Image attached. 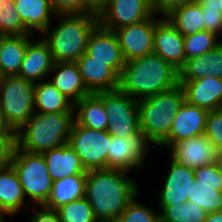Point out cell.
Here are the masks:
<instances>
[{
    "label": "cell",
    "mask_w": 222,
    "mask_h": 222,
    "mask_svg": "<svg viewBox=\"0 0 222 222\" xmlns=\"http://www.w3.org/2000/svg\"><path fill=\"white\" fill-rule=\"evenodd\" d=\"M130 172L121 169H95L86 174L85 198L98 222H112L140 193V186Z\"/></svg>",
    "instance_id": "obj_1"
},
{
    "label": "cell",
    "mask_w": 222,
    "mask_h": 222,
    "mask_svg": "<svg viewBox=\"0 0 222 222\" xmlns=\"http://www.w3.org/2000/svg\"><path fill=\"white\" fill-rule=\"evenodd\" d=\"M53 20L57 23L53 21L41 34L53 61L76 62L86 53L89 37L99 25L98 13L56 14Z\"/></svg>",
    "instance_id": "obj_2"
},
{
    "label": "cell",
    "mask_w": 222,
    "mask_h": 222,
    "mask_svg": "<svg viewBox=\"0 0 222 222\" xmlns=\"http://www.w3.org/2000/svg\"><path fill=\"white\" fill-rule=\"evenodd\" d=\"M179 84V71L155 53L126 61L119 89L136 100L165 92Z\"/></svg>",
    "instance_id": "obj_3"
},
{
    "label": "cell",
    "mask_w": 222,
    "mask_h": 222,
    "mask_svg": "<svg viewBox=\"0 0 222 222\" xmlns=\"http://www.w3.org/2000/svg\"><path fill=\"white\" fill-rule=\"evenodd\" d=\"M74 112H35L16 130L15 146L29 153H40L68 143Z\"/></svg>",
    "instance_id": "obj_4"
},
{
    "label": "cell",
    "mask_w": 222,
    "mask_h": 222,
    "mask_svg": "<svg viewBox=\"0 0 222 222\" xmlns=\"http://www.w3.org/2000/svg\"><path fill=\"white\" fill-rule=\"evenodd\" d=\"M185 101L180 84L156 95L138 100L140 131L158 147L170 134L172 123Z\"/></svg>",
    "instance_id": "obj_5"
},
{
    "label": "cell",
    "mask_w": 222,
    "mask_h": 222,
    "mask_svg": "<svg viewBox=\"0 0 222 222\" xmlns=\"http://www.w3.org/2000/svg\"><path fill=\"white\" fill-rule=\"evenodd\" d=\"M10 164L17 172L27 201L32 206L44 205L50 197L53 179L43 154L29 153L15 146Z\"/></svg>",
    "instance_id": "obj_6"
},
{
    "label": "cell",
    "mask_w": 222,
    "mask_h": 222,
    "mask_svg": "<svg viewBox=\"0 0 222 222\" xmlns=\"http://www.w3.org/2000/svg\"><path fill=\"white\" fill-rule=\"evenodd\" d=\"M34 84L18 75L0 77V111L15 130L35 113Z\"/></svg>",
    "instance_id": "obj_7"
},
{
    "label": "cell",
    "mask_w": 222,
    "mask_h": 222,
    "mask_svg": "<svg viewBox=\"0 0 222 222\" xmlns=\"http://www.w3.org/2000/svg\"><path fill=\"white\" fill-rule=\"evenodd\" d=\"M108 115L107 131L110 135L125 138L140 131L138 100L120 89L100 91Z\"/></svg>",
    "instance_id": "obj_8"
},
{
    "label": "cell",
    "mask_w": 222,
    "mask_h": 222,
    "mask_svg": "<svg viewBox=\"0 0 222 222\" xmlns=\"http://www.w3.org/2000/svg\"><path fill=\"white\" fill-rule=\"evenodd\" d=\"M111 135L78 125L75 121L69 135L68 144L80 158L86 171L107 168V153Z\"/></svg>",
    "instance_id": "obj_9"
},
{
    "label": "cell",
    "mask_w": 222,
    "mask_h": 222,
    "mask_svg": "<svg viewBox=\"0 0 222 222\" xmlns=\"http://www.w3.org/2000/svg\"><path fill=\"white\" fill-rule=\"evenodd\" d=\"M153 146L154 144L142 131L125 138L111 135L107 150V168L127 172L145 169L147 165L145 161Z\"/></svg>",
    "instance_id": "obj_10"
},
{
    "label": "cell",
    "mask_w": 222,
    "mask_h": 222,
    "mask_svg": "<svg viewBox=\"0 0 222 222\" xmlns=\"http://www.w3.org/2000/svg\"><path fill=\"white\" fill-rule=\"evenodd\" d=\"M97 13L99 25L110 31L147 20L155 14L150 0H105Z\"/></svg>",
    "instance_id": "obj_11"
},
{
    "label": "cell",
    "mask_w": 222,
    "mask_h": 222,
    "mask_svg": "<svg viewBox=\"0 0 222 222\" xmlns=\"http://www.w3.org/2000/svg\"><path fill=\"white\" fill-rule=\"evenodd\" d=\"M161 18V16L154 14L147 20L114 31L126 61L153 53L154 30L156 23Z\"/></svg>",
    "instance_id": "obj_12"
},
{
    "label": "cell",
    "mask_w": 222,
    "mask_h": 222,
    "mask_svg": "<svg viewBox=\"0 0 222 222\" xmlns=\"http://www.w3.org/2000/svg\"><path fill=\"white\" fill-rule=\"evenodd\" d=\"M209 111L184 101L174 117L169 136L158 146L169 149L173 144L205 133Z\"/></svg>",
    "instance_id": "obj_13"
},
{
    "label": "cell",
    "mask_w": 222,
    "mask_h": 222,
    "mask_svg": "<svg viewBox=\"0 0 222 222\" xmlns=\"http://www.w3.org/2000/svg\"><path fill=\"white\" fill-rule=\"evenodd\" d=\"M170 160V161H169ZM169 171L165 174L164 183L157 189V206H172L175 203H186L194 182V169L180 165L168 157Z\"/></svg>",
    "instance_id": "obj_14"
},
{
    "label": "cell",
    "mask_w": 222,
    "mask_h": 222,
    "mask_svg": "<svg viewBox=\"0 0 222 222\" xmlns=\"http://www.w3.org/2000/svg\"><path fill=\"white\" fill-rule=\"evenodd\" d=\"M168 151V155L173 160L193 169L214 164L219 153L217 147L205 134L177 142Z\"/></svg>",
    "instance_id": "obj_15"
},
{
    "label": "cell",
    "mask_w": 222,
    "mask_h": 222,
    "mask_svg": "<svg viewBox=\"0 0 222 222\" xmlns=\"http://www.w3.org/2000/svg\"><path fill=\"white\" fill-rule=\"evenodd\" d=\"M153 53L170 63L178 71L186 62L184 36L166 17H162L156 23Z\"/></svg>",
    "instance_id": "obj_16"
},
{
    "label": "cell",
    "mask_w": 222,
    "mask_h": 222,
    "mask_svg": "<svg viewBox=\"0 0 222 222\" xmlns=\"http://www.w3.org/2000/svg\"><path fill=\"white\" fill-rule=\"evenodd\" d=\"M86 53L93 60L107 62L108 66L121 75L126 60L114 31L98 25L89 37Z\"/></svg>",
    "instance_id": "obj_17"
},
{
    "label": "cell",
    "mask_w": 222,
    "mask_h": 222,
    "mask_svg": "<svg viewBox=\"0 0 222 222\" xmlns=\"http://www.w3.org/2000/svg\"><path fill=\"white\" fill-rule=\"evenodd\" d=\"M53 65L48 43L41 36H35L25 50L18 76L34 83L40 82L48 79Z\"/></svg>",
    "instance_id": "obj_18"
},
{
    "label": "cell",
    "mask_w": 222,
    "mask_h": 222,
    "mask_svg": "<svg viewBox=\"0 0 222 222\" xmlns=\"http://www.w3.org/2000/svg\"><path fill=\"white\" fill-rule=\"evenodd\" d=\"M82 81L90 93L119 89L120 75L107 62L93 60L87 53L76 61Z\"/></svg>",
    "instance_id": "obj_19"
},
{
    "label": "cell",
    "mask_w": 222,
    "mask_h": 222,
    "mask_svg": "<svg viewBox=\"0 0 222 222\" xmlns=\"http://www.w3.org/2000/svg\"><path fill=\"white\" fill-rule=\"evenodd\" d=\"M23 192L14 167L9 164L0 168V215L6 220L16 217L19 212L32 206Z\"/></svg>",
    "instance_id": "obj_20"
},
{
    "label": "cell",
    "mask_w": 222,
    "mask_h": 222,
    "mask_svg": "<svg viewBox=\"0 0 222 222\" xmlns=\"http://www.w3.org/2000/svg\"><path fill=\"white\" fill-rule=\"evenodd\" d=\"M185 101L207 111L220 109L222 105V78L203 77L197 80L179 81Z\"/></svg>",
    "instance_id": "obj_21"
},
{
    "label": "cell",
    "mask_w": 222,
    "mask_h": 222,
    "mask_svg": "<svg viewBox=\"0 0 222 222\" xmlns=\"http://www.w3.org/2000/svg\"><path fill=\"white\" fill-rule=\"evenodd\" d=\"M48 80L73 103L90 94L76 62H54Z\"/></svg>",
    "instance_id": "obj_22"
},
{
    "label": "cell",
    "mask_w": 222,
    "mask_h": 222,
    "mask_svg": "<svg viewBox=\"0 0 222 222\" xmlns=\"http://www.w3.org/2000/svg\"><path fill=\"white\" fill-rule=\"evenodd\" d=\"M53 181L77 174H87L79 156L67 143L42 153Z\"/></svg>",
    "instance_id": "obj_23"
},
{
    "label": "cell",
    "mask_w": 222,
    "mask_h": 222,
    "mask_svg": "<svg viewBox=\"0 0 222 222\" xmlns=\"http://www.w3.org/2000/svg\"><path fill=\"white\" fill-rule=\"evenodd\" d=\"M16 10L31 33L42 34L53 22L56 13L53 11L50 0H14ZM37 31V32H36Z\"/></svg>",
    "instance_id": "obj_24"
},
{
    "label": "cell",
    "mask_w": 222,
    "mask_h": 222,
    "mask_svg": "<svg viewBox=\"0 0 222 222\" xmlns=\"http://www.w3.org/2000/svg\"><path fill=\"white\" fill-rule=\"evenodd\" d=\"M208 76L222 78V42L203 56L187 59L179 70V81Z\"/></svg>",
    "instance_id": "obj_25"
},
{
    "label": "cell",
    "mask_w": 222,
    "mask_h": 222,
    "mask_svg": "<svg viewBox=\"0 0 222 222\" xmlns=\"http://www.w3.org/2000/svg\"><path fill=\"white\" fill-rule=\"evenodd\" d=\"M31 35L3 36L0 41V77L18 75Z\"/></svg>",
    "instance_id": "obj_26"
},
{
    "label": "cell",
    "mask_w": 222,
    "mask_h": 222,
    "mask_svg": "<svg viewBox=\"0 0 222 222\" xmlns=\"http://www.w3.org/2000/svg\"><path fill=\"white\" fill-rule=\"evenodd\" d=\"M74 120L78 125L90 129L106 131L108 115L102 99L96 93H90L74 103Z\"/></svg>",
    "instance_id": "obj_27"
},
{
    "label": "cell",
    "mask_w": 222,
    "mask_h": 222,
    "mask_svg": "<svg viewBox=\"0 0 222 222\" xmlns=\"http://www.w3.org/2000/svg\"><path fill=\"white\" fill-rule=\"evenodd\" d=\"M34 98L35 112H74V103L48 79L34 84Z\"/></svg>",
    "instance_id": "obj_28"
},
{
    "label": "cell",
    "mask_w": 222,
    "mask_h": 222,
    "mask_svg": "<svg viewBox=\"0 0 222 222\" xmlns=\"http://www.w3.org/2000/svg\"><path fill=\"white\" fill-rule=\"evenodd\" d=\"M86 174H77L53 181L52 191L44 207L56 210L62 205L85 197Z\"/></svg>",
    "instance_id": "obj_29"
},
{
    "label": "cell",
    "mask_w": 222,
    "mask_h": 222,
    "mask_svg": "<svg viewBox=\"0 0 222 222\" xmlns=\"http://www.w3.org/2000/svg\"><path fill=\"white\" fill-rule=\"evenodd\" d=\"M166 18L183 36L192 35L198 31L204 30L203 10L202 6L197 1L174 9Z\"/></svg>",
    "instance_id": "obj_30"
},
{
    "label": "cell",
    "mask_w": 222,
    "mask_h": 222,
    "mask_svg": "<svg viewBox=\"0 0 222 222\" xmlns=\"http://www.w3.org/2000/svg\"><path fill=\"white\" fill-rule=\"evenodd\" d=\"M160 222H204L207 212L191 201L172 206H157Z\"/></svg>",
    "instance_id": "obj_31"
},
{
    "label": "cell",
    "mask_w": 222,
    "mask_h": 222,
    "mask_svg": "<svg viewBox=\"0 0 222 222\" xmlns=\"http://www.w3.org/2000/svg\"><path fill=\"white\" fill-rule=\"evenodd\" d=\"M188 200L194 202L207 213L222 211V186L200 185L195 178Z\"/></svg>",
    "instance_id": "obj_32"
},
{
    "label": "cell",
    "mask_w": 222,
    "mask_h": 222,
    "mask_svg": "<svg viewBox=\"0 0 222 222\" xmlns=\"http://www.w3.org/2000/svg\"><path fill=\"white\" fill-rule=\"evenodd\" d=\"M222 42V38L213 32L198 31L184 36L185 57L187 59L203 56Z\"/></svg>",
    "instance_id": "obj_33"
},
{
    "label": "cell",
    "mask_w": 222,
    "mask_h": 222,
    "mask_svg": "<svg viewBox=\"0 0 222 222\" xmlns=\"http://www.w3.org/2000/svg\"><path fill=\"white\" fill-rule=\"evenodd\" d=\"M0 32L4 36L31 35L16 10L14 0H0Z\"/></svg>",
    "instance_id": "obj_34"
},
{
    "label": "cell",
    "mask_w": 222,
    "mask_h": 222,
    "mask_svg": "<svg viewBox=\"0 0 222 222\" xmlns=\"http://www.w3.org/2000/svg\"><path fill=\"white\" fill-rule=\"evenodd\" d=\"M61 222H98L85 197L76 199L56 209Z\"/></svg>",
    "instance_id": "obj_35"
},
{
    "label": "cell",
    "mask_w": 222,
    "mask_h": 222,
    "mask_svg": "<svg viewBox=\"0 0 222 222\" xmlns=\"http://www.w3.org/2000/svg\"><path fill=\"white\" fill-rule=\"evenodd\" d=\"M136 195L127 205L125 211L112 222H160L159 211L138 201Z\"/></svg>",
    "instance_id": "obj_36"
},
{
    "label": "cell",
    "mask_w": 222,
    "mask_h": 222,
    "mask_svg": "<svg viewBox=\"0 0 222 222\" xmlns=\"http://www.w3.org/2000/svg\"><path fill=\"white\" fill-rule=\"evenodd\" d=\"M203 10L204 30L222 36V11L219 0H196Z\"/></svg>",
    "instance_id": "obj_37"
},
{
    "label": "cell",
    "mask_w": 222,
    "mask_h": 222,
    "mask_svg": "<svg viewBox=\"0 0 222 222\" xmlns=\"http://www.w3.org/2000/svg\"><path fill=\"white\" fill-rule=\"evenodd\" d=\"M204 134L222 152V110L209 111Z\"/></svg>",
    "instance_id": "obj_38"
},
{
    "label": "cell",
    "mask_w": 222,
    "mask_h": 222,
    "mask_svg": "<svg viewBox=\"0 0 222 222\" xmlns=\"http://www.w3.org/2000/svg\"><path fill=\"white\" fill-rule=\"evenodd\" d=\"M56 14L97 12L86 0H50Z\"/></svg>",
    "instance_id": "obj_39"
},
{
    "label": "cell",
    "mask_w": 222,
    "mask_h": 222,
    "mask_svg": "<svg viewBox=\"0 0 222 222\" xmlns=\"http://www.w3.org/2000/svg\"><path fill=\"white\" fill-rule=\"evenodd\" d=\"M194 177L200 182V185L222 186V175L214 164L194 169Z\"/></svg>",
    "instance_id": "obj_40"
},
{
    "label": "cell",
    "mask_w": 222,
    "mask_h": 222,
    "mask_svg": "<svg viewBox=\"0 0 222 222\" xmlns=\"http://www.w3.org/2000/svg\"><path fill=\"white\" fill-rule=\"evenodd\" d=\"M194 1L196 0H150L154 13L161 17H166L174 9Z\"/></svg>",
    "instance_id": "obj_41"
},
{
    "label": "cell",
    "mask_w": 222,
    "mask_h": 222,
    "mask_svg": "<svg viewBox=\"0 0 222 222\" xmlns=\"http://www.w3.org/2000/svg\"><path fill=\"white\" fill-rule=\"evenodd\" d=\"M16 136H0V168L10 164Z\"/></svg>",
    "instance_id": "obj_42"
},
{
    "label": "cell",
    "mask_w": 222,
    "mask_h": 222,
    "mask_svg": "<svg viewBox=\"0 0 222 222\" xmlns=\"http://www.w3.org/2000/svg\"><path fill=\"white\" fill-rule=\"evenodd\" d=\"M40 209V210H39ZM29 210L33 211L29 222H61L56 210H51L42 206H31Z\"/></svg>",
    "instance_id": "obj_43"
},
{
    "label": "cell",
    "mask_w": 222,
    "mask_h": 222,
    "mask_svg": "<svg viewBox=\"0 0 222 222\" xmlns=\"http://www.w3.org/2000/svg\"><path fill=\"white\" fill-rule=\"evenodd\" d=\"M0 136H16V130L7 121L5 115L0 111Z\"/></svg>",
    "instance_id": "obj_44"
},
{
    "label": "cell",
    "mask_w": 222,
    "mask_h": 222,
    "mask_svg": "<svg viewBox=\"0 0 222 222\" xmlns=\"http://www.w3.org/2000/svg\"><path fill=\"white\" fill-rule=\"evenodd\" d=\"M204 222H222V211L208 213Z\"/></svg>",
    "instance_id": "obj_45"
},
{
    "label": "cell",
    "mask_w": 222,
    "mask_h": 222,
    "mask_svg": "<svg viewBox=\"0 0 222 222\" xmlns=\"http://www.w3.org/2000/svg\"><path fill=\"white\" fill-rule=\"evenodd\" d=\"M214 165L217 171L222 175V152L218 153Z\"/></svg>",
    "instance_id": "obj_46"
},
{
    "label": "cell",
    "mask_w": 222,
    "mask_h": 222,
    "mask_svg": "<svg viewBox=\"0 0 222 222\" xmlns=\"http://www.w3.org/2000/svg\"><path fill=\"white\" fill-rule=\"evenodd\" d=\"M96 11L104 4L105 0H86Z\"/></svg>",
    "instance_id": "obj_47"
},
{
    "label": "cell",
    "mask_w": 222,
    "mask_h": 222,
    "mask_svg": "<svg viewBox=\"0 0 222 222\" xmlns=\"http://www.w3.org/2000/svg\"><path fill=\"white\" fill-rule=\"evenodd\" d=\"M0 222H6V220L0 215Z\"/></svg>",
    "instance_id": "obj_48"
},
{
    "label": "cell",
    "mask_w": 222,
    "mask_h": 222,
    "mask_svg": "<svg viewBox=\"0 0 222 222\" xmlns=\"http://www.w3.org/2000/svg\"><path fill=\"white\" fill-rule=\"evenodd\" d=\"M219 5H220L221 11H222V0H219Z\"/></svg>",
    "instance_id": "obj_49"
},
{
    "label": "cell",
    "mask_w": 222,
    "mask_h": 222,
    "mask_svg": "<svg viewBox=\"0 0 222 222\" xmlns=\"http://www.w3.org/2000/svg\"><path fill=\"white\" fill-rule=\"evenodd\" d=\"M3 34L0 32V41H1V39L3 38Z\"/></svg>",
    "instance_id": "obj_50"
}]
</instances>
